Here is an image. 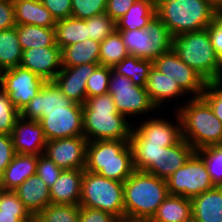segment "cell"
<instances>
[{
	"mask_svg": "<svg viewBox=\"0 0 222 222\" xmlns=\"http://www.w3.org/2000/svg\"><path fill=\"white\" fill-rule=\"evenodd\" d=\"M87 139L84 135L46 142L44 155L63 170L85 169Z\"/></svg>",
	"mask_w": 222,
	"mask_h": 222,
	"instance_id": "4fadbf2b",
	"label": "cell"
},
{
	"mask_svg": "<svg viewBox=\"0 0 222 222\" xmlns=\"http://www.w3.org/2000/svg\"><path fill=\"white\" fill-rule=\"evenodd\" d=\"M168 193L193 198L216 187L210 178L203 159L194 152L185 164L166 179Z\"/></svg>",
	"mask_w": 222,
	"mask_h": 222,
	"instance_id": "ba28073f",
	"label": "cell"
},
{
	"mask_svg": "<svg viewBox=\"0 0 222 222\" xmlns=\"http://www.w3.org/2000/svg\"><path fill=\"white\" fill-rule=\"evenodd\" d=\"M194 152V148L182 138L173 146L162 147L157 163H152L144 172L166 180L182 167Z\"/></svg>",
	"mask_w": 222,
	"mask_h": 222,
	"instance_id": "d6986e66",
	"label": "cell"
},
{
	"mask_svg": "<svg viewBox=\"0 0 222 222\" xmlns=\"http://www.w3.org/2000/svg\"><path fill=\"white\" fill-rule=\"evenodd\" d=\"M195 152L203 159L212 183L222 187V144L202 147Z\"/></svg>",
	"mask_w": 222,
	"mask_h": 222,
	"instance_id": "74e56055",
	"label": "cell"
},
{
	"mask_svg": "<svg viewBox=\"0 0 222 222\" xmlns=\"http://www.w3.org/2000/svg\"><path fill=\"white\" fill-rule=\"evenodd\" d=\"M155 8L172 36L207 29L219 15L203 0H155Z\"/></svg>",
	"mask_w": 222,
	"mask_h": 222,
	"instance_id": "277c9868",
	"label": "cell"
},
{
	"mask_svg": "<svg viewBox=\"0 0 222 222\" xmlns=\"http://www.w3.org/2000/svg\"><path fill=\"white\" fill-rule=\"evenodd\" d=\"M222 122V79L208 82L201 96Z\"/></svg>",
	"mask_w": 222,
	"mask_h": 222,
	"instance_id": "ee69618b",
	"label": "cell"
},
{
	"mask_svg": "<svg viewBox=\"0 0 222 222\" xmlns=\"http://www.w3.org/2000/svg\"><path fill=\"white\" fill-rule=\"evenodd\" d=\"M16 29L22 50L58 46L56 44L55 28H46L27 24L16 25Z\"/></svg>",
	"mask_w": 222,
	"mask_h": 222,
	"instance_id": "f546056e",
	"label": "cell"
},
{
	"mask_svg": "<svg viewBox=\"0 0 222 222\" xmlns=\"http://www.w3.org/2000/svg\"><path fill=\"white\" fill-rule=\"evenodd\" d=\"M108 93L113 97L117 111L127 118L157 109L149 99L145 87L134 85L130 78L112 70Z\"/></svg>",
	"mask_w": 222,
	"mask_h": 222,
	"instance_id": "9c48e42d",
	"label": "cell"
},
{
	"mask_svg": "<svg viewBox=\"0 0 222 222\" xmlns=\"http://www.w3.org/2000/svg\"><path fill=\"white\" fill-rule=\"evenodd\" d=\"M146 91L152 104L158 108L167 99H173L186 94L178 83L162 74L153 65L150 68L148 79L145 86Z\"/></svg>",
	"mask_w": 222,
	"mask_h": 222,
	"instance_id": "d4e9b609",
	"label": "cell"
},
{
	"mask_svg": "<svg viewBox=\"0 0 222 222\" xmlns=\"http://www.w3.org/2000/svg\"><path fill=\"white\" fill-rule=\"evenodd\" d=\"M20 111L0 89V134L11 135Z\"/></svg>",
	"mask_w": 222,
	"mask_h": 222,
	"instance_id": "b9f144b4",
	"label": "cell"
},
{
	"mask_svg": "<svg viewBox=\"0 0 222 222\" xmlns=\"http://www.w3.org/2000/svg\"><path fill=\"white\" fill-rule=\"evenodd\" d=\"M16 155L11 135L0 134V176Z\"/></svg>",
	"mask_w": 222,
	"mask_h": 222,
	"instance_id": "c3c4849f",
	"label": "cell"
},
{
	"mask_svg": "<svg viewBox=\"0 0 222 222\" xmlns=\"http://www.w3.org/2000/svg\"><path fill=\"white\" fill-rule=\"evenodd\" d=\"M72 103L54 81H45L39 93L20 110V117L39 121L48 110L64 109Z\"/></svg>",
	"mask_w": 222,
	"mask_h": 222,
	"instance_id": "2e32d148",
	"label": "cell"
},
{
	"mask_svg": "<svg viewBox=\"0 0 222 222\" xmlns=\"http://www.w3.org/2000/svg\"><path fill=\"white\" fill-rule=\"evenodd\" d=\"M191 203L192 216L199 222H222V187L194 196Z\"/></svg>",
	"mask_w": 222,
	"mask_h": 222,
	"instance_id": "cb8c5ba5",
	"label": "cell"
},
{
	"mask_svg": "<svg viewBox=\"0 0 222 222\" xmlns=\"http://www.w3.org/2000/svg\"><path fill=\"white\" fill-rule=\"evenodd\" d=\"M209 36L214 51L220 56L222 70V17H218L209 26Z\"/></svg>",
	"mask_w": 222,
	"mask_h": 222,
	"instance_id": "816d5d0a",
	"label": "cell"
},
{
	"mask_svg": "<svg viewBox=\"0 0 222 222\" xmlns=\"http://www.w3.org/2000/svg\"><path fill=\"white\" fill-rule=\"evenodd\" d=\"M38 156L16 154L0 176V189L14 191L26 179L36 174Z\"/></svg>",
	"mask_w": 222,
	"mask_h": 222,
	"instance_id": "7402d4cb",
	"label": "cell"
},
{
	"mask_svg": "<svg viewBox=\"0 0 222 222\" xmlns=\"http://www.w3.org/2000/svg\"><path fill=\"white\" fill-rule=\"evenodd\" d=\"M39 122L47 141L84 135L83 107L75 102L64 109L48 110Z\"/></svg>",
	"mask_w": 222,
	"mask_h": 222,
	"instance_id": "8fae6325",
	"label": "cell"
},
{
	"mask_svg": "<svg viewBox=\"0 0 222 222\" xmlns=\"http://www.w3.org/2000/svg\"><path fill=\"white\" fill-rule=\"evenodd\" d=\"M152 40L149 59L154 60L171 49L172 35L166 25L155 15L145 28Z\"/></svg>",
	"mask_w": 222,
	"mask_h": 222,
	"instance_id": "e575fe53",
	"label": "cell"
},
{
	"mask_svg": "<svg viewBox=\"0 0 222 222\" xmlns=\"http://www.w3.org/2000/svg\"><path fill=\"white\" fill-rule=\"evenodd\" d=\"M79 222H120V220L116 216L99 209L80 207Z\"/></svg>",
	"mask_w": 222,
	"mask_h": 222,
	"instance_id": "7dc6e473",
	"label": "cell"
},
{
	"mask_svg": "<svg viewBox=\"0 0 222 222\" xmlns=\"http://www.w3.org/2000/svg\"><path fill=\"white\" fill-rule=\"evenodd\" d=\"M153 66L162 74L175 80L186 94L193 93L194 98L202 96L207 82L184 63L172 49L155 58Z\"/></svg>",
	"mask_w": 222,
	"mask_h": 222,
	"instance_id": "7c38bea8",
	"label": "cell"
},
{
	"mask_svg": "<svg viewBox=\"0 0 222 222\" xmlns=\"http://www.w3.org/2000/svg\"><path fill=\"white\" fill-rule=\"evenodd\" d=\"M84 170L124 183L135 171L129 140L87 142Z\"/></svg>",
	"mask_w": 222,
	"mask_h": 222,
	"instance_id": "7a4b0ae2",
	"label": "cell"
},
{
	"mask_svg": "<svg viewBox=\"0 0 222 222\" xmlns=\"http://www.w3.org/2000/svg\"><path fill=\"white\" fill-rule=\"evenodd\" d=\"M80 205L49 204L34 219L37 222H79Z\"/></svg>",
	"mask_w": 222,
	"mask_h": 222,
	"instance_id": "d590c367",
	"label": "cell"
},
{
	"mask_svg": "<svg viewBox=\"0 0 222 222\" xmlns=\"http://www.w3.org/2000/svg\"><path fill=\"white\" fill-rule=\"evenodd\" d=\"M62 168L58 167L49 157L44 154L38 155L36 174L50 188L58 179L62 172Z\"/></svg>",
	"mask_w": 222,
	"mask_h": 222,
	"instance_id": "f6af8a7d",
	"label": "cell"
},
{
	"mask_svg": "<svg viewBox=\"0 0 222 222\" xmlns=\"http://www.w3.org/2000/svg\"><path fill=\"white\" fill-rule=\"evenodd\" d=\"M185 222H199L196 218L191 216L189 219H187Z\"/></svg>",
	"mask_w": 222,
	"mask_h": 222,
	"instance_id": "11a10c76",
	"label": "cell"
},
{
	"mask_svg": "<svg viewBox=\"0 0 222 222\" xmlns=\"http://www.w3.org/2000/svg\"><path fill=\"white\" fill-rule=\"evenodd\" d=\"M100 42L86 39L70 44L61 50L62 67H74L88 63H100Z\"/></svg>",
	"mask_w": 222,
	"mask_h": 222,
	"instance_id": "484cf974",
	"label": "cell"
},
{
	"mask_svg": "<svg viewBox=\"0 0 222 222\" xmlns=\"http://www.w3.org/2000/svg\"><path fill=\"white\" fill-rule=\"evenodd\" d=\"M45 80L20 66L0 72V89L20 111L41 90Z\"/></svg>",
	"mask_w": 222,
	"mask_h": 222,
	"instance_id": "30bf717a",
	"label": "cell"
},
{
	"mask_svg": "<svg viewBox=\"0 0 222 222\" xmlns=\"http://www.w3.org/2000/svg\"><path fill=\"white\" fill-rule=\"evenodd\" d=\"M112 68L98 65L88 78L86 84L87 98L99 96L108 93L109 79L112 73Z\"/></svg>",
	"mask_w": 222,
	"mask_h": 222,
	"instance_id": "60d3db41",
	"label": "cell"
},
{
	"mask_svg": "<svg viewBox=\"0 0 222 222\" xmlns=\"http://www.w3.org/2000/svg\"><path fill=\"white\" fill-rule=\"evenodd\" d=\"M84 169L62 170L49 188L51 203L79 205Z\"/></svg>",
	"mask_w": 222,
	"mask_h": 222,
	"instance_id": "ffe728a7",
	"label": "cell"
},
{
	"mask_svg": "<svg viewBox=\"0 0 222 222\" xmlns=\"http://www.w3.org/2000/svg\"><path fill=\"white\" fill-rule=\"evenodd\" d=\"M14 4L12 0L0 1V30L15 27Z\"/></svg>",
	"mask_w": 222,
	"mask_h": 222,
	"instance_id": "f907efd6",
	"label": "cell"
},
{
	"mask_svg": "<svg viewBox=\"0 0 222 222\" xmlns=\"http://www.w3.org/2000/svg\"><path fill=\"white\" fill-rule=\"evenodd\" d=\"M82 107L83 134L88 142L130 140L133 126L117 111L109 93L87 98Z\"/></svg>",
	"mask_w": 222,
	"mask_h": 222,
	"instance_id": "6da1fadb",
	"label": "cell"
},
{
	"mask_svg": "<svg viewBox=\"0 0 222 222\" xmlns=\"http://www.w3.org/2000/svg\"><path fill=\"white\" fill-rule=\"evenodd\" d=\"M22 53L16 26L0 30V72L19 66Z\"/></svg>",
	"mask_w": 222,
	"mask_h": 222,
	"instance_id": "4dcf8cb0",
	"label": "cell"
},
{
	"mask_svg": "<svg viewBox=\"0 0 222 222\" xmlns=\"http://www.w3.org/2000/svg\"><path fill=\"white\" fill-rule=\"evenodd\" d=\"M152 65L153 60L129 55L112 69L115 73L130 78L134 85L145 87Z\"/></svg>",
	"mask_w": 222,
	"mask_h": 222,
	"instance_id": "d6a6232c",
	"label": "cell"
},
{
	"mask_svg": "<svg viewBox=\"0 0 222 222\" xmlns=\"http://www.w3.org/2000/svg\"><path fill=\"white\" fill-rule=\"evenodd\" d=\"M129 55L127 47L118 31L110 34L100 43V65L113 68Z\"/></svg>",
	"mask_w": 222,
	"mask_h": 222,
	"instance_id": "836d02e7",
	"label": "cell"
},
{
	"mask_svg": "<svg viewBox=\"0 0 222 222\" xmlns=\"http://www.w3.org/2000/svg\"><path fill=\"white\" fill-rule=\"evenodd\" d=\"M136 0H107L105 13L115 22L119 20Z\"/></svg>",
	"mask_w": 222,
	"mask_h": 222,
	"instance_id": "681fc988",
	"label": "cell"
},
{
	"mask_svg": "<svg viewBox=\"0 0 222 222\" xmlns=\"http://www.w3.org/2000/svg\"><path fill=\"white\" fill-rule=\"evenodd\" d=\"M125 218L152 219L169 195L167 181L135 170L123 183Z\"/></svg>",
	"mask_w": 222,
	"mask_h": 222,
	"instance_id": "3957f363",
	"label": "cell"
},
{
	"mask_svg": "<svg viewBox=\"0 0 222 222\" xmlns=\"http://www.w3.org/2000/svg\"><path fill=\"white\" fill-rule=\"evenodd\" d=\"M191 216V199L169 194L158 207L152 220L154 222H185Z\"/></svg>",
	"mask_w": 222,
	"mask_h": 222,
	"instance_id": "83f0119b",
	"label": "cell"
},
{
	"mask_svg": "<svg viewBox=\"0 0 222 222\" xmlns=\"http://www.w3.org/2000/svg\"><path fill=\"white\" fill-rule=\"evenodd\" d=\"M79 205L108 212L122 221L125 218L123 182L84 170Z\"/></svg>",
	"mask_w": 222,
	"mask_h": 222,
	"instance_id": "52a82bcc",
	"label": "cell"
},
{
	"mask_svg": "<svg viewBox=\"0 0 222 222\" xmlns=\"http://www.w3.org/2000/svg\"><path fill=\"white\" fill-rule=\"evenodd\" d=\"M135 170L145 171L152 163H157V156L164 144L130 143Z\"/></svg>",
	"mask_w": 222,
	"mask_h": 222,
	"instance_id": "f35d334b",
	"label": "cell"
},
{
	"mask_svg": "<svg viewBox=\"0 0 222 222\" xmlns=\"http://www.w3.org/2000/svg\"><path fill=\"white\" fill-rule=\"evenodd\" d=\"M116 31L120 33L130 55L149 59V49L153 43L145 29Z\"/></svg>",
	"mask_w": 222,
	"mask_h": 222,
	"instance_id": "8d00e7d4",
	"label": "cell"
},
{
	"mask_svg": "<svg viewBox=\"0 0 222 222\" xmlns=\"http://www.w3.org/2000/svg\"><path fill=\"white\" fill-rule=\"evenodd\" d=\"M11 137L16 154L38 156L44 153L47 139L39 121L19 117Z\"/></svg>",
	"mask_w": 222,
	"mask_h": 222,
	"instance_id": "ac0fdd59",
	"label": "cell"
},
{
	"mask_svg": "<svg viewBox=\"0 0 222 222\" xmlns=\"http://www.w3.org/2000/svg\"><path fill=\"white\" fill-rule=\"evenodd\" d=\"M14 191L33 217L51 204L49 187L37 174L26 179Z\"/></svg>",
	"mask_w": 222,
	"mask_h": 222,
	"instance_id": "44dd1931",
	"label": "cell"
},
{
	"mask_svg": "<svg viewBox=\"0 0 222 222\" xmlns=\"http://www.w3.org/2000/svg\"><path fill=\"white\" fill-rule=\"evenodd\" d=\"M171 49L207 83L222 79L220 56L212 46L209 27L172 36Z\"/></svg>",
	"mask_w": 222,
	"mask_h": 222,
	"instance_id": "5b68a950",
	"label": "cell"
},
{
	"mask_svg": "<svg viewBox=\"0 0 222 222\" xmlns=\"http://www.w3.org/2000/svg\"><path fill=\"white\" fill-rule=\"evenodd\" d=\"M155 15V0H136L126 14L116 21V30L145 29Z\"/></svg>",
	"mask_w": 222,
	"mask_h": 222,
	"instance_id": "4316f807",
	"label": "cell"
},
{
	"mask_svg": "<svg viewBox=\"0 0 222 222\" xmlns=\"http://www.w3.org/2000/svg\"><path fill=\"white\" fill-rule=\"evenodd\" d=\"M41 2L50 11L56 21L71 17V0H41Z\"/></svg>",
	"mask_w": 222,
	"mask_h": 222,
	"instance_id": "bcb514c9",
	"label": "cell"
},
{
	"mask_svg": "<svg viewBox=\"0 0 222 222\" xmlns=\"http://www.w3.org/2000/svg\"><path fill=\"white\" fill-rule=\"evenodd\" d=\"M19 66L34 72L45 81H53L62 69L61 48L47 46L23 50Z\"/></svg>",
	"mask_w": 222,
	"mask_h": 222,
	"instance_id": "9a60e30c",
	"label": "cell"
},
{
	"mask_svg": "<svg viewBox=\"0 0 222 222\" xmlns=\"http://www.w3.org/2000/svg\"><path fill=\"white\" fill-rule=\"evenodd\" d=\"M33 219L15 191L0 189V222H31Z\"/></svg>",
	"mask_w": 222,
	"mask_h": 222,
	"instance_id": "1f68e13d",
	"label": "cell"
},
{
	"mask_svg": "<svg viewBox=\"0 0 222 222\" xmlns=\"http://www.w3.org/2000/svg\"><path fill=\"white\" fill-rule=\"evenodd\" d=\"M87 27L89 38L101 43L116 31V22L104 12L87 19Z\"/></svg>",
	"mask_w": 222,
	"mask_h": 222,
	"instance_id": "ab89813d",
	"label": "cell"
},
{
	"mask_svg": "<svg viewBox=\"0 0 222 222\" xmlns=\"http://www.w3.org/2000/svg\"><path fill=\"white\" fill-rule=\"evenodd\" d=\"M71 17L86 20L106 10L107 0H71Z\"/></svg>",
	"mask_w": 222,
	"mask_h": 222,
	"instance_id": "7bdbcfd3",
	"label": "cell"
},
{
	"mask_svg": "<svg viewBox=\"0 0 222 222\" xmlns=\"http://www.w3.org/2000/svg\"><path fill=\"white\" fill-rule=\"evenodd\" d=\"M177 112L181 120L182 138L195 151L222 144V122L202 97H193Z\"/></svg>",
	"mask_w": 222,
	"mask_h": 222,
	"instance_id": "8992f818",
	"label": "cell"
},
{
	"mask_svg": "<svg viewBox=\"0 0 222 222\" xmlns=\"http://www.w3.org/2000/svg\"><path fill=\"white\" fill-rule=\"evenodd\" d=\"M56 44L61 50L70 45L89 39L87 19L67 17L57 20L55 24Z\"/></svg>",
	"mask_w": 222,
	"mask_h": 222,
	"instance_id": "f1b7e54d",
	"label": "cell"
},
{
	"mask_svg": "<svg viewBox=\"0 0 222 222\" xmlns=\"http://www.w3.org/2000/svg\"><path fill=\"white\" fill-rule=\"evenodd\" d=\"M98 65H100V63L62 67L53 81L68 99L83 105L87 99V80Z\"/></svg>",
	"mask_w": 222,
	"mask_h": 222,
	"instance_id": "e0dca14e",
	"label": "cell"
},
{
	"mask_svg": "<svg viewBox=\"0 0 222 222\" xmlns=\"http://www.w3.org/2000/svg\"><path fill=\"white\" fill-rule=\"evenodd\" d=\"M175 115L178 123L174 125L166 119L151 118L132 128L129 143L164 144V147L177 144L182 139V129L177 111Z\"/></svg>",
	"mask_w": 222,
	"mask_h": 222,
	"instance_id": "5bb4252c",
	"label": "cell"
},
{
	"mask_svg": "<svg viewBox=\"0 0 222 222\" xmlns=\"http://www.w3.org/2000/svg\"><path fill=\"white\" fill-rule=\"evenodd\" d=\"M120 222H154L152 219L147 218H124Z\"/></svg>",
	"mask_w": 222,
	"mask_h": 222,
	"instance_id": "db71d44e",
	"label": "cell"
},
{
	"mask_svg": "<svg viewBox=\"0 0 222 222\" xmlns=\"http://www.w3.org/2000/svg\"><path fill=\"white\" fill-rule=\"evenodd\" d=\"M16 25L55 28L56 20L41 0H12Z\"/></svg>",
	"mask_w": 222,
	"mask_h": 222,
	"instance_id": "603a6c76",
	"label": "cell"
},
{
	"mask_svg": "<svg viewBox=\"0 0 222 222\" xmlns=\"http://www.w3.org/2000/svg\"><path fill=\"white\" fill-rule=\"evenodd\" d=\"M214 8L218 14L222 12V0H203Z\"/></svg>",
	"mask_w": 222,
	"mask_h": 222,
	"instance_id": "f5cc1de1",
	"label": "cell"
}]
</instances>
